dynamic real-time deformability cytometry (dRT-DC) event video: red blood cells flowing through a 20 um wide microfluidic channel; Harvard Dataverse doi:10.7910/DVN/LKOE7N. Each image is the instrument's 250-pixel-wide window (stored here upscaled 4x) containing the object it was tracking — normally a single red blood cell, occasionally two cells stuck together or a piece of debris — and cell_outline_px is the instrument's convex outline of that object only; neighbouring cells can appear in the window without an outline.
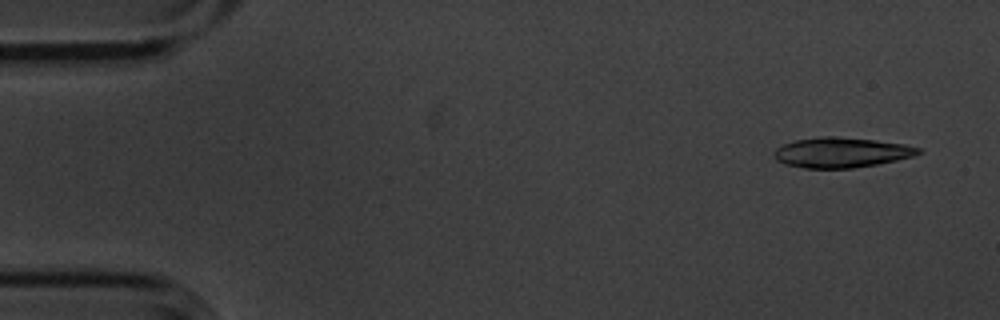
{"species": "common noctule bat (a hibernating species)", "species_latin": "Nyctalus noctula", "temperature_condition": "cold", "stored_images_in_passage": 5, "camera_frame_rate_fps": 3000, "um_per_image_px": 0.085, "animal": {"sex": "male", "body_mass_g": 20.1, "forearm_length_mm": 53.5}, "frame": {"image": 1, "passage_image": 1, "time_ms": 0.0, "image_size_px": [1000, 320], "cell_outline_px": [[924, 152], [912, 156], [896, 160], [876, 164], [852, 168], [804, 168], [784, 164], [776, 160], [776, 148], [784, 144], [796, 140], [820, 136], [836, 136], [876, 140], [904, 144], [920, 148]], "centroid_in_image_um": [71.53, 12.95], "position_along_channel_um": 13.5, "area_um2": 25.2}}
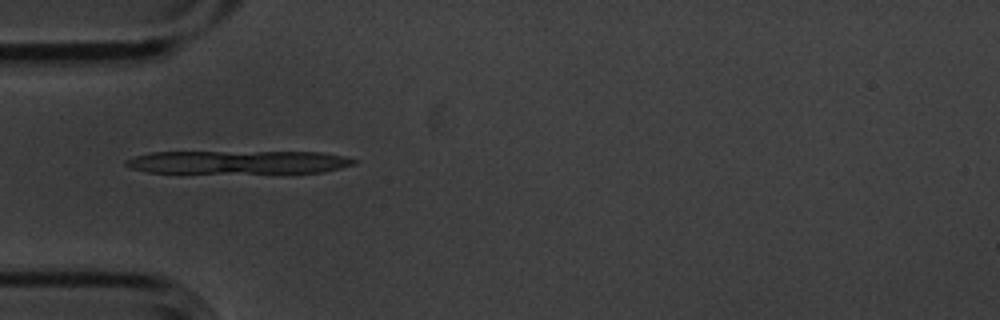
{"frame": {"image": 2, "passage_image": 4, "time_ms": 1.0, "image_size_px": [1000, 320], "cell_outline_px": [[356, 164], [324, 172], [148, 172], [132, 168], [124, 164], [124, 160], [136, 156], [152, 152], [320, 152], [344, 156], [356, 160]], "centroid_in_image_um": [20.27, 13.77], "position_along_channel_um": 64.7, "area_um2": 30.4}}